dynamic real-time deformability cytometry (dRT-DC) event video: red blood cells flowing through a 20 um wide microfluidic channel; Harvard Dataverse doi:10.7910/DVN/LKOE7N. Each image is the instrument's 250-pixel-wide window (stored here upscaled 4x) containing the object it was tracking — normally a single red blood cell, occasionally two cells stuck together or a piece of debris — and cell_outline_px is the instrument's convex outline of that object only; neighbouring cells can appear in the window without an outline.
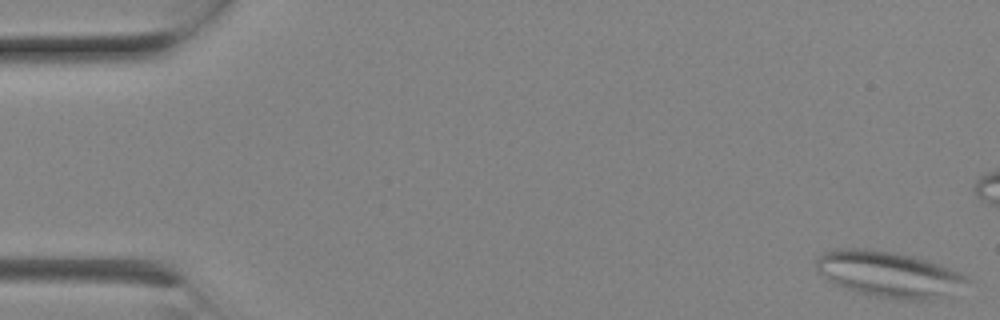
{"species": "Egyptian fruit bat (a non-hibernating species)", "species_latin": "Rousettus aegyptiacus", "temperature_condition": "room temperature", "stored_images_in_passage": 7, "camera_frame_rate_fps": 3000, "um_per_image_px": 0.085, "animal": {"sex": "female"}, "frame": {"image": 1, "passage_image": 1, "time_ms": 0.0, "image_size_px": [1000, 320], "cell_outline_px": [[972, 280], [932, 300], [900, 300], [876, 296], [844, 288], [828, 280], [816, 268], [816, 260], [824, 252], [836, 248], [868, 248], [892, 252], [912, 256], [940, 264], [960, 272], [968, 276]], "centroid_in_image_um": [75.52, 23.29], "position_along_channel_um": 9.5, "area_um2": 39.88}}